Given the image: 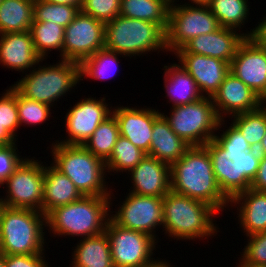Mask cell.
I'll return each instance as SVG.
<instances>
[{
	"label": "cell",
	"instance_id": "cell-1",
	"mask_svg": "<svg viewBox=\"0 0 266 267\" xmlns=\"http://www.w3.org/2000/svg\"><path fill=\"white\" fill-rule=\"evenodd\" d=\"M229 124L223 133L215 134L204 147L210 155L222 193L231 200L251 187L262 155L247 143L232 122Z\"/></svg>",
	"mask_w": 266,
	"mask_h": 267
},
{
	"label": "cell",
	"instance_id": "cell-2",
	"mask_svg": "<svg viewBox=\"0 0 266 267\" xmlns=\"http://www.w3.org/2000/svg\"><path fill=\"white\" fill-rule=\"evenodd\" d=\"M170 180L171 191L209 204L218 213L230 206V200L216 181L210 155L204 146H190L170 166Z\"/></svg>",
	"mask_w": 266,
	"mask_h": 267
},
{
	"label": "cell",
	"instance_id": "cell-3",
	"mask_svg": "<svg viewBox=\"0 0 266 267\" xmlns=\"http://www.w3.org/2000/svg\"><path fill=\"white\" fill-rule=\"evenodd\" d=\"M110 196H82L79 200L54 208L46 215L48 232L54 237H82L98 235L105 231L110 219ZM57 234V235H56Z\"/></svg>",
	"mask_w": 266,
	"mask_h": 267
},
{
	"label": "cell",
	"instance_id": "cell-4",
	"mask_svg": "<svg viewBox=\"0 0 266 267\" xmlns=\"http://www.w3.org/2000/svg\"><path fill=\"white\" fill-rule=\"evenodd\" d=\"M218 212L209 204L173 191L163 197V231L171 238L195 240L215 236ZM215 215V216H214Z\"/></svg>",
	"mask_w": 266,
	"mask_h": 267
},
{
	"label": "cell",
	"instance_id": "cell-5",
	"mask_svg": "<svg viewBox=\"0 0 266 267\" xmlns=\"http://www.w3.org/2000/svg\"><path fill=\"white\" fill-rule=\"evenodd\" d=\"M46 227V216L42 212L10 208L0 204V253L4 255L44 253Z\"/></svg>",
	"mask_w": 266,
	"mask_h": 267
},
{
	"label": "cell",
	"instance_id": "cell-6",
	"mask_svg": "<svg viewBox=\"0 0 266 267\" xmlns=\"http://www.w3.org/2000/svg\"><path fill=\"white\" fill-rule=\"evenodd\" d=\"M51 150L53 156L51 164L70 178L82 195L110 196L112 189L106 186L108 184L105 161L80 145L55 142L52 143Z\"/></svg>",
	"mask_w": 266,
	"mask_h": 267
},
{
	"label": "cell",
	"instance_id": "cell-7",
	"mask_svg": "<svg viewBox=\"0 0 266 267\" xmlns=\"http://www.w3.org/2000/svg\"><path fill=\"white\" fill-rule=\"evenodd\" d=\"M104 48L126 57L165 50L166 32L153 22L117 16L105 23Z\"/></svg>",
	"mask_w": 266,
	"mask_h": 267
},
{
	"label": "cell",
	"instance_id": "cell-8",
	"mask_svg": "<svg viewBox=\"0 0 266 267\" xmlns=\"http://www.w3.org/2000/svg\"><path fill=\"white\" fill-rule=\"evenodd\" d=\"M33 67L12 86L24 97L54 106L55 101L72 91L80 78V63L59 60L53 65Z\"/></svg>",
	"mask_w": 266,
	"mask_h": 267
},
{
	"label": "cell",
	"instance_id": "cell-9",
	"mask_svg": "<svg viewBox=\"0 0 266 267\" xmlns=\"http://www.w3.org/2000/svg\"><path fill=\"white\" fill-rule=\"evenodd\" d=\"M170 109V116L161 114L172 131L189 146H204L214 138L217 130L226 127L225 119L219 118L211 97Z\"/></svg>",
	"mask_w": 266,
	"mask_h": 267
},
{
	"label": "cell",
	"instance_id": "cell-10",
	"mask_svg": "<svg viewBox=\"0 0 266 267\" xmlns=\"http://www.w3.org/2000/svg\"><path fill=\"white\" fill-rule=\"evenodd\" d=\"M34 159L25 158L2 183V188L5 184L6 195L0 197L1 205L42 212L45 164Z\"/></svg>",
	"mask_w": 266,
	"mask_h": 267
},
{
	"label": "cell",
	"instance_id": "cell-11",
	"mask_svg": "<svg viewBox=\"0 0 266 267\" xmlns=\"http://www.w3.org/2000/svg\"><path fill=\"white\" fill-rule=\"evenodd\" d=\"M219 28L217 18L207 5H184L182 1L180 4L171 5L166 30L167 52L174 53L193 38Z\"/></svg>",
	"mask_w": 266,
	"mask_h": 267
},
{
	"label": "cell",
	"instance_id": "cell-12",
	"mask_svg": "<svg viewBox=\"0 0 266 267\" xmlns=\"http://www.w3.org/2000/svg\"><path fill=\"white\" fill-rule=\"evenodd\" d=\"M105 232L108 236L114 267H151L160 258H153L158 243L153 237L117 225L111 218ZM154 253V254H153Z\"/></svg>",
	"mask_w": 266,
	"mask_h": 267
},
{
	"label": "cell",
	"instance_id": "cell-13",
	"mask_svg": "<svg viewBox=\"0 0 266 267\" xmlns=\"http://www.w3.org/2000/svg\"><path fill=\"white\" fill-rule=\"evenodd\" d=\"M122 204L113 211L115 214L110 211V218L121 227L145 233L158 241L155 230L163 227V198L129 192Z\"/></svg>",
	"mask_w": 266,
	"mask_h": 267
},
{
	"label": "cell",
	"instance_id": "cell-14",
	"mask_svg": "<svg viewBox=\"0 0 266 267\" xmlns=\"http://www.w3.org/2000/svg\"><path fill=\"white\" fill-rule=\"evenodd\" d=\"M105 44V23L83 12L65 27L63 60L81 63Z\"/></svg>",
	"mask_w": 266,
	"mask_h": 267
},
{
	"label": "cell",
	"instance_id": "cell-15",
	"mask_svg": "<svg viewBox=\"0 0 266 267\" xmlns=\"http://www.w3.org/2000/svg\"><path fill=\"white\" fill-rule=\"evenodd\" d=\"M96 99L83 98L73 107L67 109L65 115L66 139L55 142L64 145L83 146L98 126L112 114V106L109 108L105 97Z\"/></svg>",
	"mask_w": 266,
	"mask_h": 267
},
{
	"label": "cell",
	"instance_id": "cell-16",
	"mask_svg": "<svg viewBox=\"0 0 266 267\" xmlns=\"http://www.w3.org/2000/svg\"><path fill=\"white\" fill-rule=\"evenodd\" d=\"M230 72L266 103V48L246 37L231 61Z\"/></svg>",
	"mask_w": 266,
	"mask_h": 267
},
{
	"label": "cell",
	"instance_id": "cell-17",
	"mask_svg": "<svg viewBox=\"0 0 266 267\" xmlns=\"http://www.w3.org/2000/svg\"><path fill=\"white\" fill-rule=\"evenodd\" d=\"M212 100L221 120L226 116L232 117L236 114L255 111L265 103L231 72L225 76Z\"/></svg>",
	"mask_w": 266,
	"mask_h": 267
},
{
	"label": "cell",
	"instance_id": "cell-18",
	"mask_svg": "<svg viewBox=\"0 0 266 267\" xmlns=\"http://www.w3.org/2000/svg\"><path fill=\"white\" fill-rule=\"evenodd\" d=\"M179 65L195 80L203 97H213L230 72V64L213 57L193 53H174Z\"/></svg>",
	"mask_w": 266,
	"mask_h": 267
},
{
	"label": "cell",
	"instance_id": "cell-19",
	"mask_svg": "<svg viewBox=\"0 0 266 267\" xmlns=\"http://www.w3.org/2000/svg\"><path fill=\"white\" fill-rule=\"evenodd\" d=\"M160 113L154 107L152 109L151 107L135 108L120 105L112 108V114L118 122L120 135L146 154L150 150L154 120Z\"/></svg>",
	"mask_w": 266,
	"mask_h": 267
},
{
	"label": "cell",
	"instance_id": "cell-20",
	"mask_svg": "<svg viewBox=\"0 0 266 267\" xmlns=\"http://www.w3.org/2000/svg\"><path fill=\"white\" fill-rule=\"evenodd\" d=\"M220 27L214 32L201 34L190 40L183 48L174 53L201 54L223 60L229 64L235 56L238 47L246 39L244 32Z\"/></svg>",
	"mask_w": 266,
	"mask_h": 267
},
{
	"label": "cell",
	"instance_id": "cell-21",
	"mask_svg": "<svg viewBox=\"0 0 266 267\" xmlns=\"http://www.w3.org/2000/svg\"><path fill=\"white\" fill-rule=\"evenodd\" d=\"M128 174L133 186L129 192L163 198L171 190L170 165L151 156L146 155Z\"/></svg>",
	"mask_w": 266,
	"mask_h": 267
},
{
	"label": "cell",
	"instance_id": "cell-22",
	"mask_svg": "<svg viewBox=\"0 0 266 267\" xmlns=\"http://www.w3.org/2000/svg\"><path fill=\"white\" fill-rule=\"evenodd\" d=\"M43 61L44 59L35 51L29 31L0 34V64L2 66L28 73Z\"/></svg>",
	"mask_w": 266,
	"mask_h": 267
},
{
	"label": "cell",
	"instance_id": "cell-23",
	"mask_svg": "<svg viewBox=\"0 0 266 267\" xmlns=\"http://www.w3.org/2000/svg\"><path fill=\"white\" fill-rule=\"evenodd\" d=\"M229 204L231 208L239 207L238 224L244 235L266 232V192L249 188L232 198Z\"/></svg>",
	"mask_w": 266,
	"mask_h": 267
},
{
	"label": "cell",
	"instance_id": "cell-24",
	"mask_svg": "<svg viewBox=\"0 0 266 267\" xmlns=\"http://www.w3.org/2000/svg\"><path fill=\"white\" fill-rule=\"evenodd\" d=\"M189 147L172 131L169 123L160 113L154 120L150 150L147 155L171 166L184 155Z\"/></svg>",
	"mask_w": 266,
	"mask_h": 267
},
{
	"label": "cell",
	"instance_id": "cell-25",
	"mask_svg": "<svg viewBox=\"0 0 266 267\" xmlns=\"http://www.w3.org/2000/svg\"><path fill=\"white\" fill-rule=\"evenodd\" d=\"M47 165V166H46ZM44 166L42 213L46 216L58 206L79 200L83 195L74 183L52 164Z\"/></svg>",
	"mask_w": 266,
	"mask_h": 267
},
{
	"label": "cell",
	"instance_id": "cell-26",
	"mask_svg": "<svg viewBox=\"0 0 266 267\" xmlns=\"http://www.w3.org/2000/svg\"><path fill=\"white\" fill-rule=\"evenodd\" d=\"M165 96L173 103L172 107L190 104L203 98L195 80L179 64L164 65Z\"/></svg>",
	"mask_w": 266,
	"mask_h": 267
},
{
	"label": "cell",
	"instance_id": "cell-27",
	"mask_svg": "<svg viewBox=\"0 0 266 267\" xmlns=\"http://www.w3.org/2000/svg\"><path fill=\"white\" fill-rule=\"evenodd\" d=\"M80 241V242H79ZM72 252L70 267H114L106 232L81 238Z\"/></svg>",
	"mask_w": 266,
	"mask_h": 267
},
{
	"label": "cell",
	"instance_id": "cell-28",
	"mask_svg": "<svg viewBox=\"0 0 266 267\" xmlns=\"http://www.w3.org/2000/svg\"><path fill=\"white\" fill-rule=\"evenodd\" d=\"M34 0H2L0 34L29 31L33 23Z\"/></svg>",
	"mask_w": 266,
	"mask_h": 267
},
{
	"label": "cell",
	"instance_id": "cell-29",
	"mask_svg": "<svg viewBox=\"0 0 266 267\" xmlns=\"http://www.w3.org/2000/svg\"><path fill=\"white\" fill-rule=\"evenodd\" d=\"M169 5L163 0H120V16L158 24L165 32Z\"/></svg>",
	"mask_w": 266,
	"mask_h": 267
},
{
	"label": "cell",
	"instance_id": "cell-30",
	"mask_svg": "<svg viewBox=\"0 0 266 267\" xmlns=\"http://www.w3.org/2000/svg\"><path fill=\"white\" fill-rule=\"evenodd\" d=\"M29 32L35 51L42 59H47L49 52L57 50L60 53V59L63 60L64 27L50 21H33Z\"/></svg>",
	"mask_w": 266,
	"mask_h": 267
},
{
	"label": "cell",
	"instance_id": "cell-31",
	"mask_svg": "<svg viewBox=\"0 0 266 267\" xmlns=\"http://www.w3.org/2000/svg\"><path fill=\"white\" fill-rule=\"evenodd\" d=\"M249 3L248 0H210L207 6L217 18L220 27L242 32L240 29L248 22L250 14Z\"/></svg>",
	"mask_w": 266,
	"mask_h": 267
},
{
	"label": "cell",
	"instance_id": "cell-32",
	"mask_svg": "<svg viewBox=\"0 0 266 267\" xmlns=\"http://www.w3.org/2000/svg\"><path fill=\"white\" fill-rule=\"evenodd\" d=\"M120 57H126L106 48L100 49L80 63V78H91L94 80H108L113 78L118 70ZM115 70V71H114ZM112 75V76H111Z\"/></svg>",
	"mask_w": 266,
	"mask_h": 267
},
{
	"label": "cell",
	"instance_id": "cell-33",
	"mask_svg": "<svg viewBox=\"0 0 266 267\" xmlns=\"http://www.w3.org/2000/svg\"><path fill=\"white\" fill-rule=\"evenodd\" d=\"M18 129L17 90L10 86L0 97V146L16 144Z\"/></svg>",
	"mask_w": 266,
	"mask_h": 267
},
{
	"label": "cell",
	"instance_id": "cell-34",
	"mask_svg": "<svg viewBox=\"0 0 266 267\" xmlns=\"http://www.w3.org/2000/svg\"><path fill=\"white\" fill-rule=\"evenodd\" d=\"M120 136L118 122L113 114L106 118L83 145L94 156L106 161Z\"/></svg>",
	"mask_w": 266,
	"mask_h": 267
},
{
	"label": "cell",
	"instance_id": "cell-35",
	"mask_svg": "<svg viewBox=\"0 0 266 267\" xmlns=\"http://www.w3.org/2000/svg\"><path fill=\"white\" fill-rule=\"evenodd\" d=\"M230 118L247 143L253 149H258L266 135V103L255 111L236 114Z\"/></svg>",
	"mask_w": 266,
	"mask_h": 267
},
{
	"label": "cell",
	"instance_id": "cell-36",
	"mask_svg": "<svg viewBox=\"0 0 266 267\" xmlns=\"http://www.w3.org/2000/svg\"><path fill=\"white\" fill-rule=\"evenodd\" d=\"M146 155L145 152L134 146L127 138L120 135L114 145L112 154L105 161L107 174L113 175L111 172L129 173Z\"/></svg>",
	"mask_w": 266,
	"mask_h": 267
},
{
	"label": "cell",
	"instance_id": "cell-37",
	"mask_svg": "<svg viewBox=\"0 0 266 267\" xmlns=\"http://www.w3.org/2000/svg\"><path fill=\"white\" fill-rule=\"evenodd\" d=\"M79 11L76 6L54 4L45 0H34L33 21H50L65 28L74 20Z\"/></svg>",
	"mask_w": 266,
	"mask_h": 267
},
{
	"label": "cell",
	"instance_id": "cell-38",
	"mask_svg": "<svg viewBox=\"0 0 266 267\" xmlns=\"http://www.w3.org/2000/svg\"><path fill=\"white\" fill-rule=\"evenodd\" d=\"M52 106L28 99L17 91V109L20 126L24 123L28 127L39 125L51 118ZM50 115V116H49Z\"/></svg>",
	"mask_w": 266,
	"mask_h": 267
},
{
	"label": "cell",
	"instance_id": "cell-39",
	"mask_svg": "<svg viewBox=\"0 0 266 267\" xmlns=\"http://www.w3.org/2000/svg\"><path fill=\"white\" fill-rule=\"evenodd\" d=\"M246 237L248 243L243 248L237 267H266V232Z\"/></svg>",
	"mask_w": 266,
	"mask_h": 267
},
{
	"label": "cell",
	"instance_id": "cell-40",
	"mask_svg": "<svg viewBox=\"0 0 266 267\" xmlns=\"http://www.w3.org/2000/svg\"><path fill=\"white\" fill-rule=\"evenodd\" d=\"M80 11L107 23L119 16L120 0H83Z\"/></svg>",
	"mask_w": 266,
	"mask_h": 267
},
{
	"label": "cell",
	"instance_id": "cell-41",
	"mask_svg": "<svg viewBox=\"0 0 266 267\" xmlns=\"http://www.w3.org/2000/svg\"><path fill=\"white\" fill-rule=\"evenodd\" d=\"M18 152L17 144L0 146V185L14 172L24 158H26V156L21 157Z\"/></svg>",
	"mask_w": 266,
	"mask_h": 267
},
{
	"label": "cell",
	"instance_id": "cell-42",
	"mask_svg": "<svg viewBox=\"0 0 266 267\" xmlns=\"http://www.w3.org/2000/svg\"><path fill=\"white\" fill-rule=\"evenodd\" d=\"M45 254L36 255H4L6 267H50Z\"/></svg>",
	"mask_w": 266,
	"mask_h": 267
},
{
	"label": "cell",
	"instance_id": "cell-43",
	"mask_svg": "<svg viewBox=\"0 0 266 267\" xmlns=\"http://www.w3.org/2000/svg\"><path fill=\"white\" fill-rule=\"evenodd\" d=\"M260 21L258 22V25H255V28L250 29L248 32L246 31L245 36L249 37L260 47L266 48V16H264L263 19L261 18Z\"/></svg>",
	"mask_w": 266,
	"mask_h": 267
},
{
	"label": "cell",
	"instance_id": "cell-44",
	"mask_svg": "<svg viewBox=\"0 0 266 267\" xmlns=\"http://www.w3.org/2000/svg\"><path fill=\"white\" fill-rule=\"evenodd\" d=\"M250 188L256 191L266 192V156H261L259 168Z\"/></svg>",
	"mask_w": 266,
	"mask_h": 267
},
{
	"label": "cell",
	"instance_id": "cell-45",
	"mask_svg": "<svg viewBox=\"0 0 266 267\" xmlns=\"http://www.w3.org/2000/svg\"><path fill=\"white\" fill-rule=\"evenodd\" d=\"M54 4H65L70 6H76L79 10L81 9L83 0H45Z\"/></svg>",
	"mask_w": 266,
	"mask_h": 267
},
{
	"label": "cell",
	"instance_id": "cell-46",
	"mask_svg": "<svg viewBox=\"0 0 266 267\" xmlns=\"http://www.w3.org/2000/svg\"><path fill=\"white\" fill-rule=\"evenodd\" d=\"M189 2H185L184 5H208L210 0H188ZM191 2V3H190Z\"/></svg>",
	"mask_w": 266,
	"mask_h": 267
},
{
	"label": "cell",
	"instance_id": "cell-47",
	"mask_svg": "<svg viewBox=\"0 0 266 267\" xmlns=\"http://www.w3.org/2000/svg\"><path fill=\"white\" fill-rule=\"evenodd\" d=\"M257 151L262 155V156H266V135L263 138L259 148L257 149Z\"/></svg>",
	"mask_w": 266,
	"mask_h": 267
},
{
	"label": "cell",
	"instance_id": "cell-48",
	"mask_svg": "<svg viewBox=\"0 0 266 267\" xmlns=\"http://www.w3.org/2000/svg\"><path fill=\"white\" fill-rule=\"evenodd\" d=\"M171 264L172 263H169L168 261L166 262V260L163 261V259H162V260H159L156 264H154L151 267H172Z\"/></svg>",
	"mask_w": 266,
	"mask_h": 267
},
{
	"label": "cell",
	"instance_id": "cell-49",
	"mask_svg": "<svg viewBox=\"0 0 266 267\" xmlns=\"http://www.w3.org/2000/svg\"><path fill=\"white\" fill-rule=\"evenodd\" d=\"M166 4H168L169 6L176 4L177 2H179V0H163ZM175 2V3H174Z\"/></svg>",
	"mask_w": 266,
	"mask_h": 267
},
{
	"label": "cell",
	"instance_id": "cell-50",
	"mask_svg": "<svg viewBox=\"0 0 266 267\" xmlns=\"http://www.w3.org/2000/svg\"><path fill=\"white\" fill-rule=\"evenodd\" d=\"M0 267H6L4 263V254L0 253Z\"/></svg>",
	"mask_w": 266,
	"mask_h": 267
}]
</instances>
